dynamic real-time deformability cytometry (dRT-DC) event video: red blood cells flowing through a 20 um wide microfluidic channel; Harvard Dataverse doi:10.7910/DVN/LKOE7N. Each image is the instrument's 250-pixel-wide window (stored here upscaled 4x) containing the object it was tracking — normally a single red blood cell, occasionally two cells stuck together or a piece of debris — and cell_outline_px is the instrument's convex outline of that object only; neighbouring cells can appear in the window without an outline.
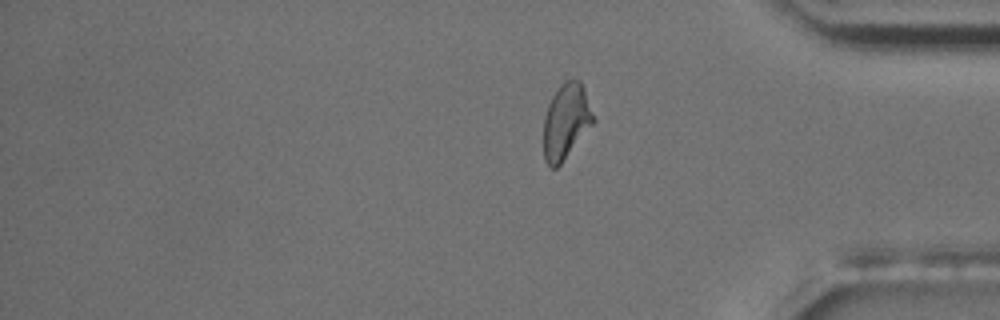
{"species": "common noctule bat (a hibernating species)", "species_latin": "Nyctalus noctula", "temperature_condition": "room temperature", "stored_images_in_passage": 16, "camera_frame_rate_fps": 3000, "um_per_image_px": 0.085, "animal": {"sex": "male", "body_mass_g": 17.5, "forearm_length_mm": 52.3}, "frame": {"image": 1, "passage_image": 16, "time_ms": 18.333, "image_size_px": [1000, 320], "cell_outline_px": [[596, 120], [560, 164], [556, 168], [552, 168], [544, 160], [544, 116], [548, 104], [552, 96], [560, 84], [564, 80], [580, 80], [584, 88]], "centroid_in_image_um": [48.11, 10.29], "position_along_channel_um": 387.1, "area_um2": 21.73}}